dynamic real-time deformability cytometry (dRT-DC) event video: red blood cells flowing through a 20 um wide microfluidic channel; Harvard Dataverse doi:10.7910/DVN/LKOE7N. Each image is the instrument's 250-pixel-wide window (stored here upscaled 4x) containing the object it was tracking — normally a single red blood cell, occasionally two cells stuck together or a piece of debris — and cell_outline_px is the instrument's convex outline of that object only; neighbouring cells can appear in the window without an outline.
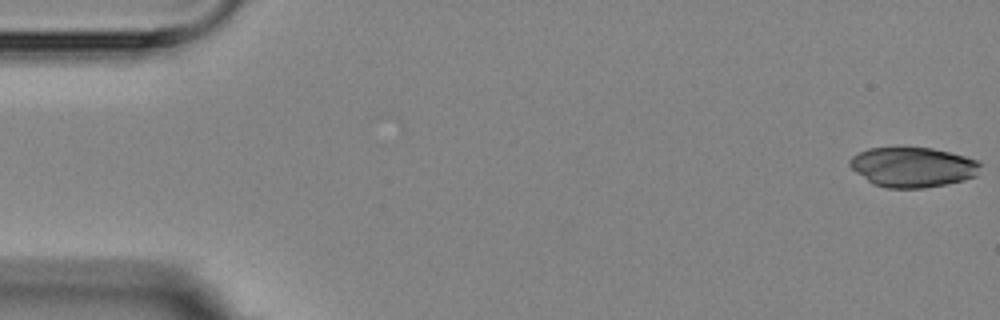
{"species": "Egyptian fruit bat (a non-hibernating species)", "species_latin": "Rousettus aegyptiacus", "temperature_condition": "room temperature", "stored_images_in_passage": 6, "camera_frame_rate_fps": 3000, "um_per_image_px": 0.085, "animal": {"sex": "female"}, "frame": {"image": 1, "passage_image": 1, "time_ms": 0.0, "image_size_px": [1000, 320], "cell_outline_px": [[980, 164], [976, 176], [964, 180], [924, 188], [888, 188], [872, 184], [856, 172], [848, 164], [848, 160], [852, 156], [868, 148], [896, 144], [932, 148], [980, 160]], "centroid_in_image_um": [77.53, 14.16], "position_along_channel_um": 7.5, "area_um2": 31.15}}
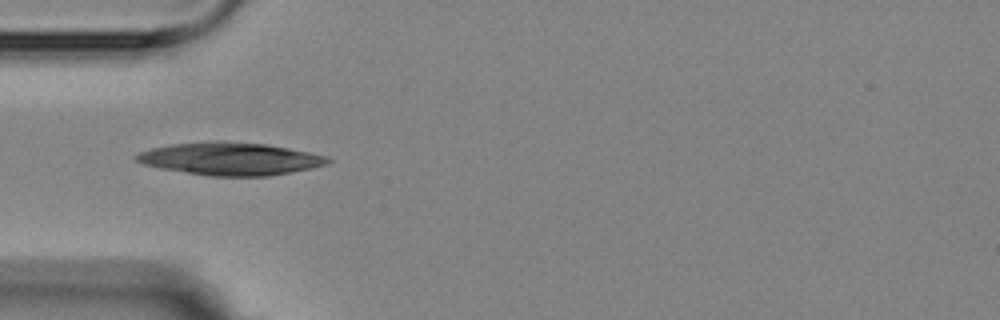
{"frame": {"image": 2, "passage_image": 5, "time_ms": 5.333, "image_size_px": [1000, 320], "cell_outline_px": [[332, 160], [328, 164], [268, 176], [208, 176], [160, 168], [144, 164], [136, 160], [132, 156], [140, 152], [152, 148], [172, 144], [208, 140], [224, 140], [264, 144], [288, 148], [328, 156]], "centroid_in_image_um": [19.53, 13.48], "position_along_channel_um": 65.5, "area_um2": 36.47}}
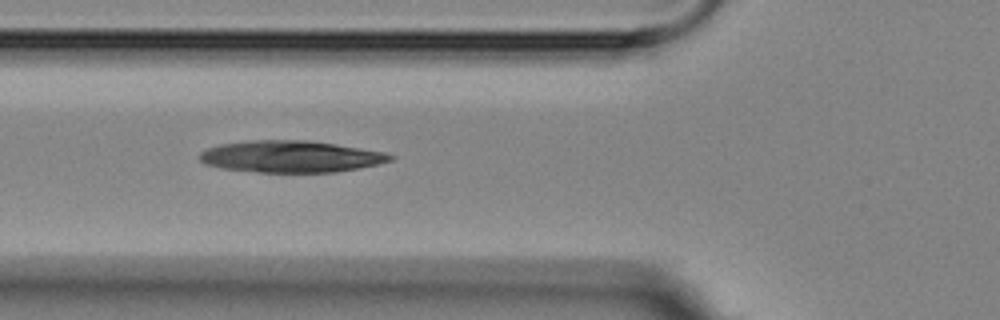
{"frame": {"image": 3, "passage_image": 6, "time_ms": 6.333, "image_size_px": [1000, 320], "cell_outline_px": [[396, 156], [392, 160], [376, 164], [336, 172], [256, 172], [220, 168], [204, 164], [200, 160], [200, 152], [208, 148], [220, 144], [252, 140], [304, 140], [360, 148], [384, 152]], "centroid_in_image_um": [24.67, 13.31], "position_along_channel_um": 101.1, "area_um2": 34.97}}